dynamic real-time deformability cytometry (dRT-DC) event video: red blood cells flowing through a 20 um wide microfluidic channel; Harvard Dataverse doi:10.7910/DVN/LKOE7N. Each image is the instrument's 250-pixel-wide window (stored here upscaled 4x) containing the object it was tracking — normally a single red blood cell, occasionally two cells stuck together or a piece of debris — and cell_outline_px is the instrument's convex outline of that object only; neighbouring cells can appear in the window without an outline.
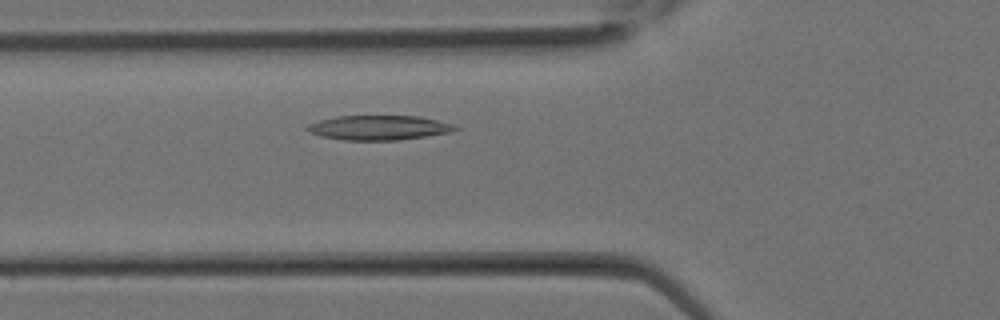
{"species": "Egyptian fruit bat (a non-hibernating species)", "species_latin": "Rousettus aegyptiacus", "temperature_condition": "room temperature", "stored_images_in_passage": 24, "camera_frame_rate_fps": 3000, "um_per_image_px": 0.085, "animal": {"sex": "female"}, "frame": {"image": 1, "passage_image": 6, "time_ms": 1.667, "image_size_px": [1000, 320], "cell_outline_px": [[460, 128], [452, 132], [396, 140], [344, 140], [320, 136], [308, 132], [304, 128], [308, 124], [320, 120], [336, 116], [420, 116], [452, 124]], "centroid_in_image_um": [32.16, 10.85], "position_along_channel_um": 93.6, "area_um2": 21.15}}
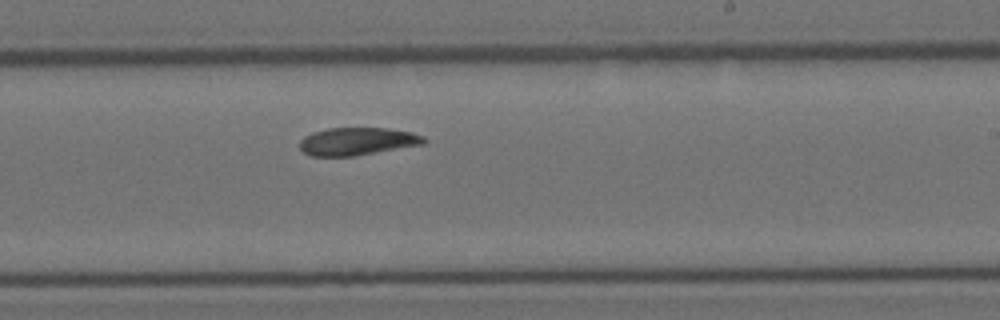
{"frame": {"image": 2, "passage_image": 13, "time_ms": 4.0, "image_size_px": [1000, 320], "cell_outline_px": [[428, 140], [424, 144], [352, 156], [312, 156], [304, 152], [300, 148], [300, 140], [304, 136], [312, 132], [328, 128], [388, 128], [412, 132], [424, 136]], "centroid_in_image_um": [30.38, 12.0], "position_along_channel_um": 258.6, "area_um2": 20.06}}
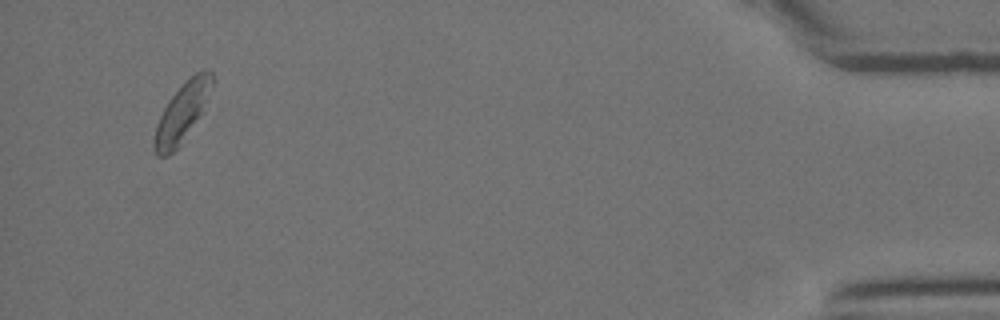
{"frame": {"image": 3, "passage_image": 23, "time_ms": 7.333, "image_size_px": [1000, 320], "cell_outline_px": [[216, 80], [204, 112], [176, 148], [168, 156], [156, 156], [152, 144], [152, 140], [156, 124], [168, 100], [196, 72], [208, 68], [212, 68]], "centroid_in_image_um": [15.54, 9.52], "position_along_channel_um": 419.7, "area_um2": 20.17}}